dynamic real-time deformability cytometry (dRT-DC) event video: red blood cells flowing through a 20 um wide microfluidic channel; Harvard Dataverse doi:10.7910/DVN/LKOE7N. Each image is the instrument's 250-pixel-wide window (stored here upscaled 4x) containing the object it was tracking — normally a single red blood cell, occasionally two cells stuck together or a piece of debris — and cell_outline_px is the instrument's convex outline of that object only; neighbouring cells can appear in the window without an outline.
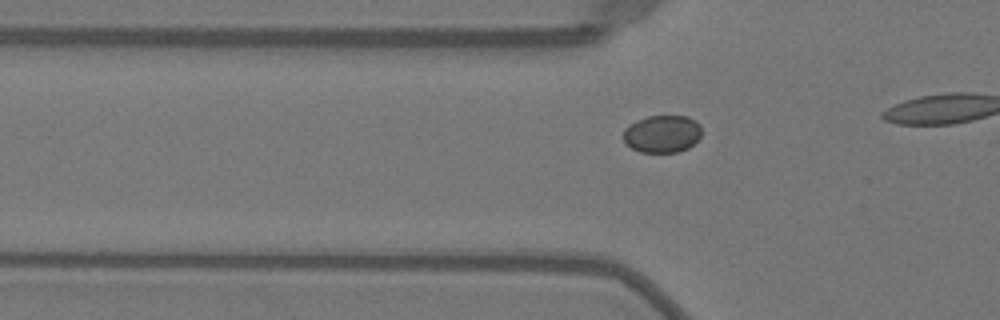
{"species": "Egyptian fruit bat (a non-hibernating species)", "species_latin": "Rousettus aegyptiacus", "temperature_condition": "warm", "stored_images_in_passage": 8, "camera_frame_rate_fps": 3000, "um_per_image_px": 0.085, "animal": {"sex": "female"}, "frame": {"image": 1, "passage_image": 3, "time_ms": 0.667, "image_size_px": [1000, 320], "cell_outline_px": [[700, 136], [688, 148], [676, 152], [640, 152], [632, 148], [624, 140], [624, 128], [628, 124], [636, 120], [648, 116], [688, 116], [696, 120], [700, 124]], "centroid_in_image_um": [56.28, 11.36], "position_along_channel_um": 69.5, "area_um2": 17.05}}
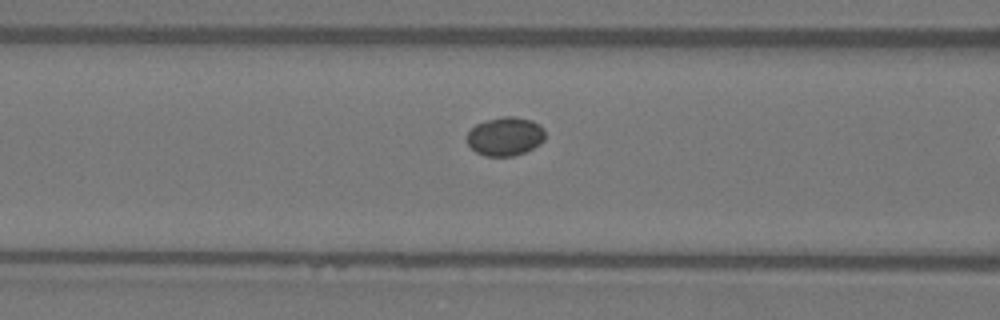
{"frame": {"image": 2, "passage_image": 7, "time_ms": 2.0, "image_size_px": [1000, 320], "cell_outline_px": [[544, 140], [540, 144], [524, 152], [512, 156], [484, 156], [476, 152], [468, 144], [468, 132], [476, 124], [488, 120], [504, 116], [512, 116], [532, 120], [540, 124], [544, 128]], "centroid_in_image_um": [42.96, 11.59], "position_along_channel_um": 123.6, "area_um2": 17.51}}